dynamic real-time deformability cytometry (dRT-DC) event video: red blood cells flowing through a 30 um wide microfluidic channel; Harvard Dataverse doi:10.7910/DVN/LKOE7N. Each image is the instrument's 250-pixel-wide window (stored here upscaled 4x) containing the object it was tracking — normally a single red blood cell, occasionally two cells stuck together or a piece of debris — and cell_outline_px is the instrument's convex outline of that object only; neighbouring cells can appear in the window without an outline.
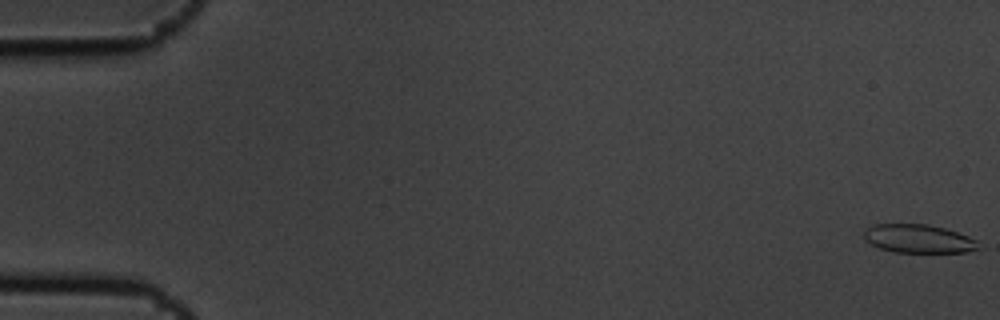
{"species": "common noctule bat (a hibernating species)", "species_latin": "Nyctalus noctula", "temperature_condition": "cold", "stored_images_in_passage": 11, "segment_of_instrument_passage": [1, 2], "camera_frame_rate_fps": 3000, "um_per_image_px": 0.085, "animal": {"sex": "male", "body_mass_g": 19.5, "forearm_length_mm": 54.6}, "frame": {"image": 1, "passage_image": 1, "time_ms": 0.0, "image_size_px": [1000, 320], "cell_outline_px": [[980, 248], [968, 252], [892, 252], [880, 248], [864, 240], [864, 228], [872, 224], [928, 224], [944, 228], [968, 236], [976, 240]], "centroid_in_image_um": [78.03, 20.28], "position_along_channel_um": 7.0, "area_um2": 19.07}}
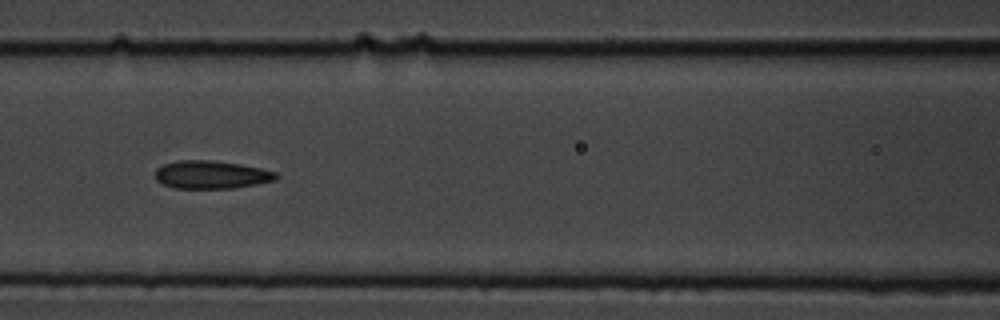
{"frame": {"image": 2, "passage_image": 8, "time_ms": 2.333, "image_size_px": [1000, 320], "cell_outline_px": [[280, 176], [276, 180], [236, 188], [172, 188], [156, 180], [156, 168], [164, 164], [180, 160], [212, 160], [240, 164], [260, 168], [276, 172]], "centroid_in_image_um": [17.98, 14.85], "position_along_channel_um": 148.6, "area_um2": 19.77}}
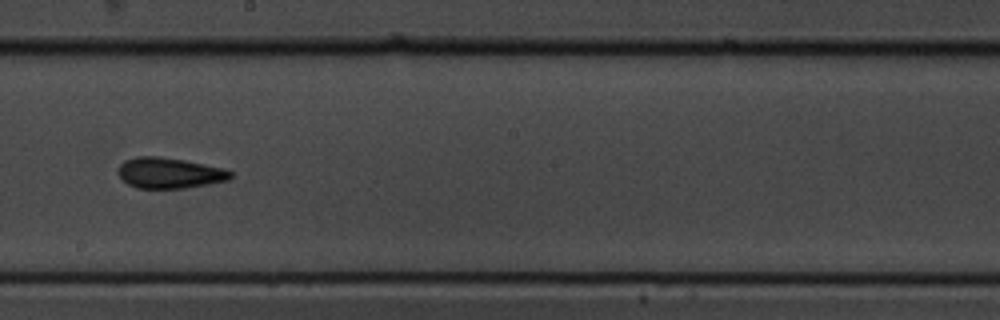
{"frame": {"image": 3, "passage_image": 10, "time_ms": 3.0, "image_size_px": [1000, 320], "cell_outline_px": [[232, 176], [228, 180], [208, 184], [184, 188], [136, 188], [128, 184], [116, 172], [120, 164], [124, 160], [136, 156], [156, 156], [184, 160], [224, 168], [232, 172]], "centroid_in_image_um": [14.38, 14.7], "position_along_channel_um": 233.8, "area_um2": 20.11}}